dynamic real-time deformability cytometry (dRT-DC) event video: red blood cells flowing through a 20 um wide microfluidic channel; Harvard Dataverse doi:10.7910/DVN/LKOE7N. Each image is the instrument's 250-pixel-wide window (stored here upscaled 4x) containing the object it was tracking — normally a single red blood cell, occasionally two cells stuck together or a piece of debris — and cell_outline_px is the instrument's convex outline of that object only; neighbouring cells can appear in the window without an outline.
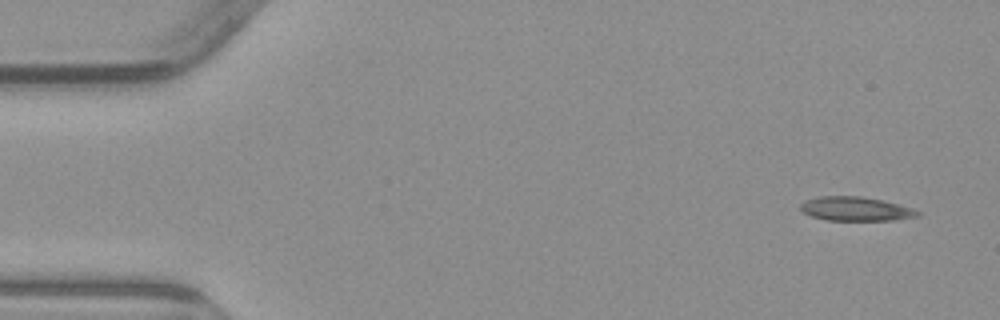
{"species": "common noctule bat (a hibernating species)", "species_latin": "Nyctalus noctula", "temperature_condition": "warm", "stored_images_in_passage": 4, "camera_frame_rate_fps": 3000, "um_per_image_px": 0.085, "animal": {"sex": "male", "body_mass_g": 23.1, "forearm_length_mm": 52.7}, "frame": {"image": 1, "passage_image": 1, "time_ms": 0.0, "image_size_px": [1000, 320], "cell_outline_px": [[920, 216], [896, 220], [828, 220], [812, 216], [804, 212], [800, 208], [800, 204], [804, 200], [820, 196], [860, 196], [884, 200], [900, 204], [912, 208], [920, 212]], "centroid_in_image_um": [72.76, 17.75], "position_along_channel_um": 12.2, "area_um2": 16.47}}
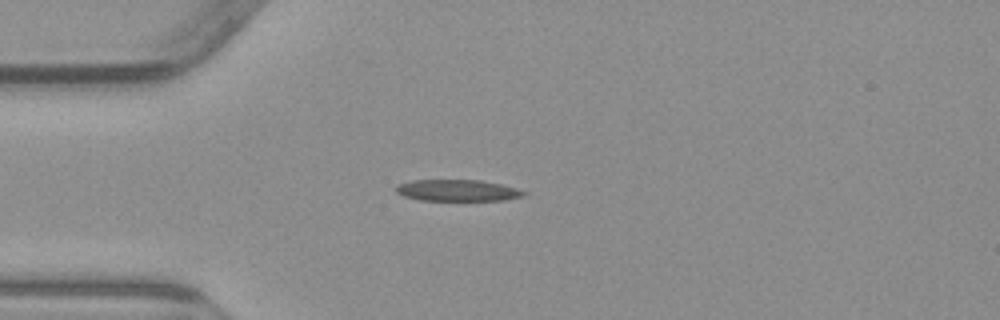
{"frame": {"image": 2, "passage_image": 4, "time_ms": 3.667, "image_size_px": [1000, 320], "cell_outline_px": [[528, 192], [524, 196], [504, 200], [420, 200], [404, 196], [396, 192], [396, 184], [412, 180], [480, 180], [500, 184], [516, 188]], "centroid_in_image_um": [38.88, 16.18], "position_along_channel_um": 46.1, "area_um2": 15.95}}